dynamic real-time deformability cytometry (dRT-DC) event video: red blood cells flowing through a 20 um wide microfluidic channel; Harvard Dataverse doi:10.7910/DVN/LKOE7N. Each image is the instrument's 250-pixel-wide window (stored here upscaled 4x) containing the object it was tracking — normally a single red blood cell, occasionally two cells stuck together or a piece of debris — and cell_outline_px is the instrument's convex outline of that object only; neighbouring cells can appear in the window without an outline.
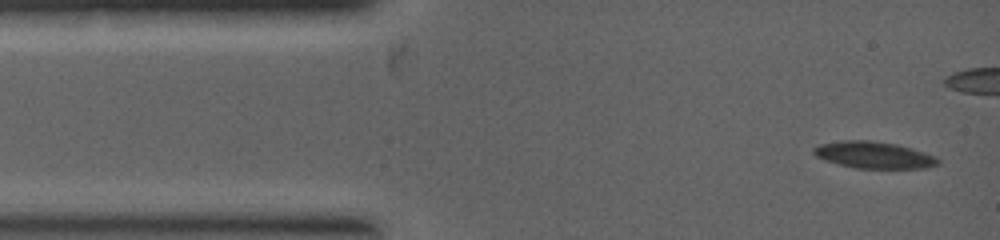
{"species": "common noctule bat (a hibernating species)", "species_latin": "Nyctalus noctula", "temperature_condition": "warm", "stored_images_in_passage": 6, "camera_frame_rate_fps": 5000, "um_per_image_px": 0.085, "animal": {"sex": "female", "body_mass_g": 19.0, "forearm_length_mm": 53.3}, "frame": {"image": 1, "passage_image": 1, "time_ms": 0.0, "image_size_px": [1000, 240], "cell_outline_px": [[940, 164], [928, 168], [856, 168], [824, 160], [816, 156], [812, 152], [812, 148], [820, 144], [840, 140], [868, 140], [896, 144], [912, 148], [936, 156], [940, 160]], "centroid_in_image_um": [74.29, 13.17], "position_along_channel_um": 10.7, "area_um2": 19.48}}
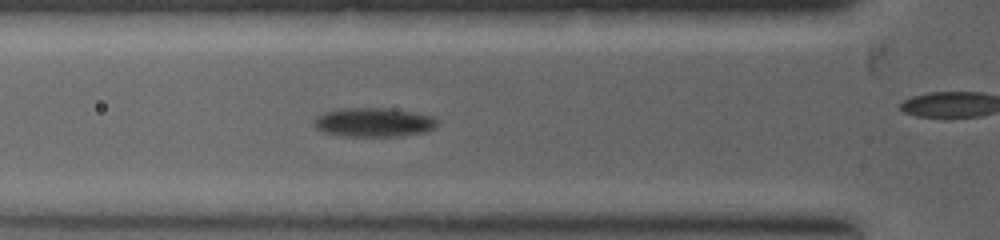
{"frame": {"image": 2, "passage_image": 5, "time_ms": 2.2, "image_size_px": [1000, 240], "cell_outline_px": [[440, 124], [424, 132], [392, 136], [348, 136], [320, 132], [316, 128], [312, 120], [316, 116], [324, 112], [344, 108], [384, 108], [412, 112], [432, 116], [440, 120]], "centroid_in_image_um": [31.73, 10.39], "position_along_channel_um": 94.1, "area_um2": 20.81}}